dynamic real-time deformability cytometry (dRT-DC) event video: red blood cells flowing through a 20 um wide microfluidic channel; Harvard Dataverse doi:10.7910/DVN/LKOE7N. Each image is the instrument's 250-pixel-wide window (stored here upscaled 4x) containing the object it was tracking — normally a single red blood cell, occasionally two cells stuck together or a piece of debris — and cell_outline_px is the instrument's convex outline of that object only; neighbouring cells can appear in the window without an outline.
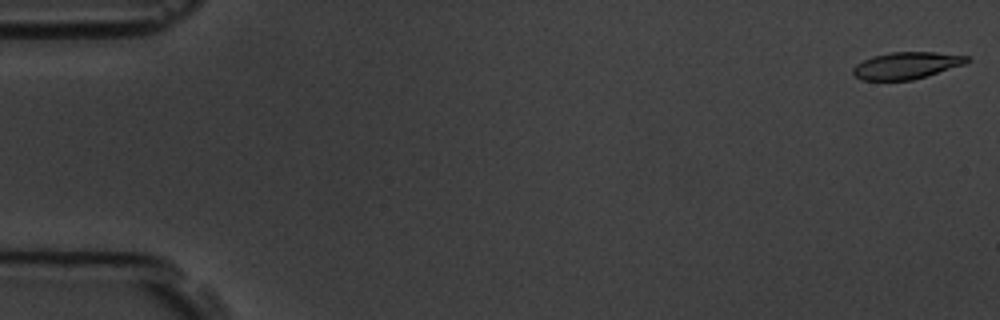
{"species": "common noctule bat (a hibernating species)", "species_latin": "Nyctalus noctula", "temperature_condition": "room temperature", "stored_images_in_passage": 5, "camera_frame_rate_fps": 3000, "um_per_image_px": 0.085, "animal": {"sex": "male", "body_mass_g": 19.5, "forearm_length_mm": 54.6}, "frame": {"image": 1, "passage_image": 1, "time_ms": 0.0, "image_size_px": [1000, 320], "cell_outline_px": [[972, 60], [964, 64], [928, 76], [912, 80], [860, 80], [852, 72], [852, 68], [856, 64], [872, 56], [892, 52], [932, 52], [968, 56]], "centroid_in_image_um": [77.05, 5.57], "position_along_channel_um": 8.0, "area_um2": 17.86}}
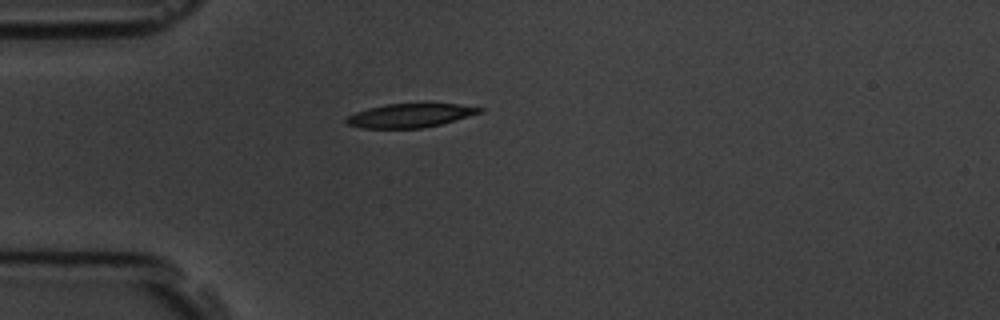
{"frame": {"image": 2, "passage_image": 5, "time_ms": 4.667, "image_size_px": [1000, 320], "cell_outline_px": [[484, 112], [440, 124], [424, 128], [360, 128], [348, 124], [344, 120], [348, 116], [356, 112], [368, 108], [384, 104], [424, 100], [460, 104], [484, 108]], "centroid_in_image_um": [34.93, 9.76], "position_along_channel_um": 50.1, "area_um2": 19.54}}